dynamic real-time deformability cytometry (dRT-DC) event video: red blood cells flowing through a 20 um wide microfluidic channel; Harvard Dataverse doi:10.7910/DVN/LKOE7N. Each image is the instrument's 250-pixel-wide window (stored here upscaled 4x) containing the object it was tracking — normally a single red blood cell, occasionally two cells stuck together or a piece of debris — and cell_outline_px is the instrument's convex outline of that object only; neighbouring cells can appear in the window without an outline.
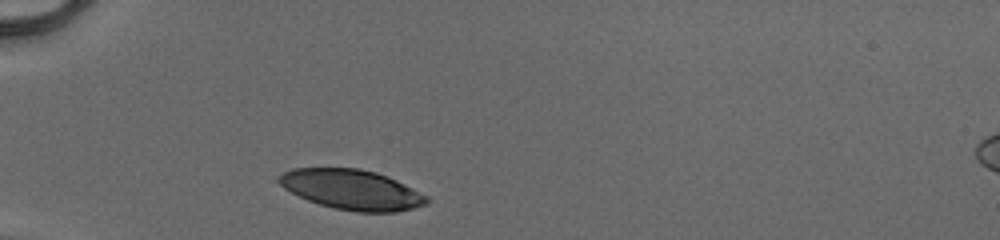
{"species": "human", "species_latin": "Homo sapiens", "temperature_condition": "cold", "stored_images_in_passage": 30, "camera_frame_rate_fps": 3000, "um_per_image_px": 0.085, "donor": {"sex": "male"}, "frame": {"image": 1, "passage_image": 1, "time_ms": 0.0, "image_size_px": [1000, 240], "cell_outline_px": [[432, 200], [428, 204], [396, 212], [356, 212], [336, 208], [320, 204], [308, 200], [284, 188], [276, 180], [276, 176], [292, 168], [360, 168], [376, 172], [396, 180], [428, 196]], "centroid_in_image_um": [29.91, 16.11], "position_along_channel_um": 55.1, "area_um2": 34.45}}
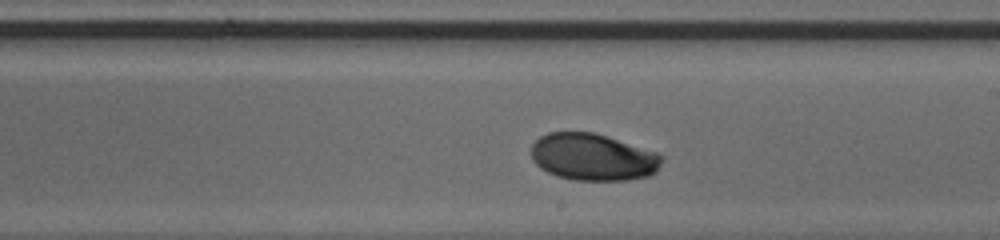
{"frame": {"image": 2, "passage_image": 16, "time_ms": 5.0, "image_size_px": [1000, 240], "cell_outline_px": [[664, 156], [656, 172], [648, 176], [628, 180], [572, 180], [556, 176], [540, 168], [532, 160], [532, 144], [540, 136], [548, 132], [592, 132], [656, 152]], "centroid_in_image_um": [50.38, 13.36], "position_along_channel_um": 238.6, "area_um2": 35.66}}
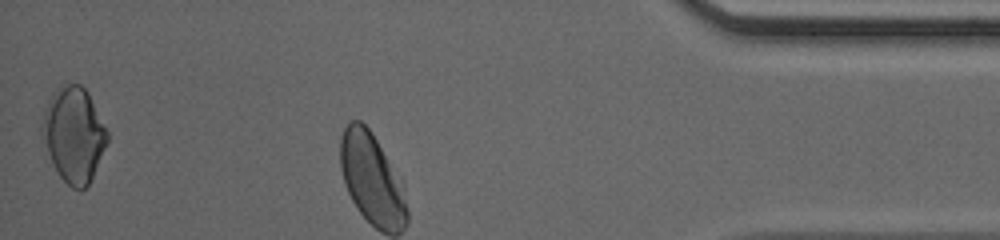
{"frame": {"image": 3, "passage_image": 30, "time_ms": 9.667, "image_size_px": [1000, 240], "cell_outline_px": [[108, 140], [92, 176], [88, 184], [84, 188], [72, 188], [60, 176], [48, 152], [40, 132], [40, 124], [44, 108], [48, 100], [56, 88], [60, 84], [80, 84], [88, 92], [108, 132]], "centroid_in_image_um": [6.24, 11.38], "position_along_channel_um": 429.0, "area_um2": 35.66}, "authors_computed_cell_mechanics": {"area_um2": 36.125, "velocity_mm_per_s": 4.1094, "shape_relaxation_time_tau1_ms": 2.315, "shape_relaxation_time_tau2_ms": 1.4056, "deformation_change_tau1": 0.1365, "deformation_change_tau2": 0.0314}}